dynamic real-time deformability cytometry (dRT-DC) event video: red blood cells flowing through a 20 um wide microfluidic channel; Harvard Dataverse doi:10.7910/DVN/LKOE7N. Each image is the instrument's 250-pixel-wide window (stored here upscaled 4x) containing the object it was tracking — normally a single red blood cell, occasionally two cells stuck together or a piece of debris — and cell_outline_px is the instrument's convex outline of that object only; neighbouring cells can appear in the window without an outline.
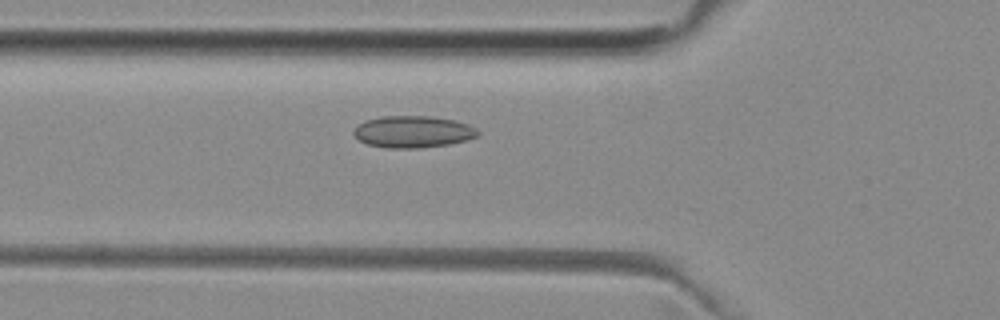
{"species": "common noctule bat (a hibernating species)", "species_latin": "Nyctalus noctula", "temperature_condition": "room temperature", "stored_images_in_passage": 52, "camera_frame_rate_fps": 3000, "um_per_image_px": 0.085, "animal": {"sex": "female", "body_mass_g": 29.2, "forearm_length_mm": 56.3}, "frame": {"image": 1, "passage_image": 18, "time_ms": 5.667, "image_size_px": [1000, 320], "cell_outline_px": [[480, 136], [468, 140], [448, 144], [420, 148], [388, 148], [368, 144], [360, 140], [352, 132], [364, 120], [380, 116], [428, 116], [456, 120], [468, 124], [476, 128], [480, 132]], "centroid_in_image_um": [35.15, 11.19], "position_along_channel_um": 90.7, "area_um2": 23.12}}
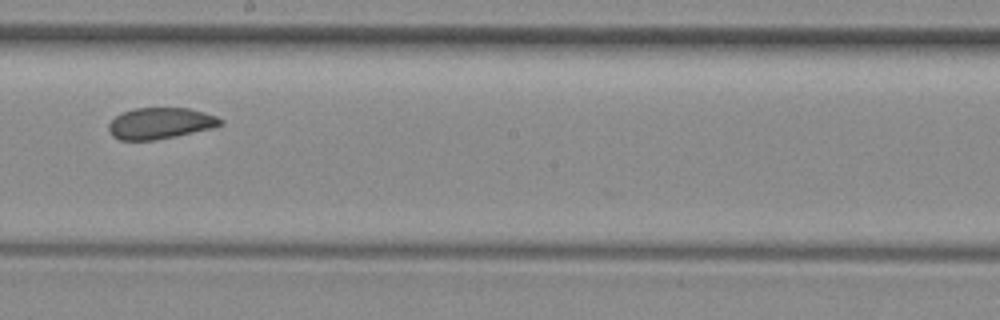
{"frame": {"image": 2, "passage_image": 29, "time_ms": 9.333, "image_size_px": [1000, 320], "cell_outline_px": [[224, 124], [212, 128], [152, 140], [120, 140], [112, 136], [108, 132], [108, 124], [116, 116], [124, 112], [136, 108], [188, 108], [204, 112], [216, 116], [224, 120]], "centroid_in_image_um": [13.62, 10.47], "position_along_channel_um": 234.6, "area_um2": 20.17}}
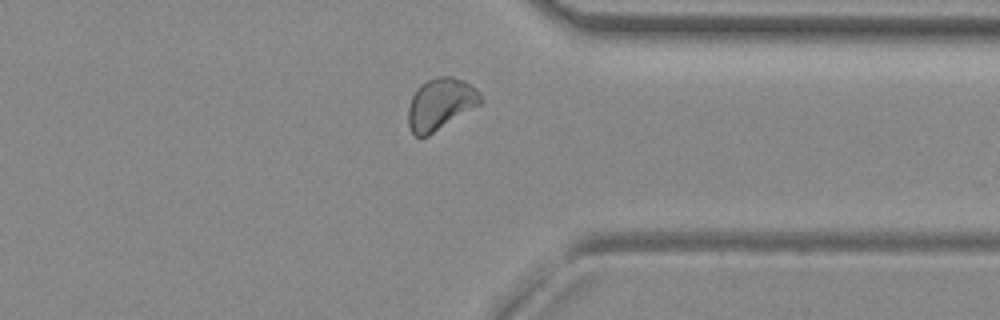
{"frame": {"image": 3, "passage_image": 40, "time_ms": 13.0, "image_size_px": [1000, 320], "cell_outline_px": [[484, 100], [480, 104], [428, 136], [416, 136], [412, 132], [408, 124], [408, 108], [412, 96], [416, 88], [420, 84], [436, 76], [452, 76], [464, 80], [476, 88], [480, 92]], "centroid_in_image_um": [37.45, 8.81], "position_along_channel_um": 374.0, "area_um2": 21.85}, "authors_computed_cell_mechanics": {"area_um2": 21.6172, "velocity_mm_per_s": 3.9164, "shape_relaxation_time_tau1_ms": null, "shape_relaxation_time_tau2_ms": 1.8401, "deformation_change_tau1": null, "deformation_change_tau2": 0.0556}}